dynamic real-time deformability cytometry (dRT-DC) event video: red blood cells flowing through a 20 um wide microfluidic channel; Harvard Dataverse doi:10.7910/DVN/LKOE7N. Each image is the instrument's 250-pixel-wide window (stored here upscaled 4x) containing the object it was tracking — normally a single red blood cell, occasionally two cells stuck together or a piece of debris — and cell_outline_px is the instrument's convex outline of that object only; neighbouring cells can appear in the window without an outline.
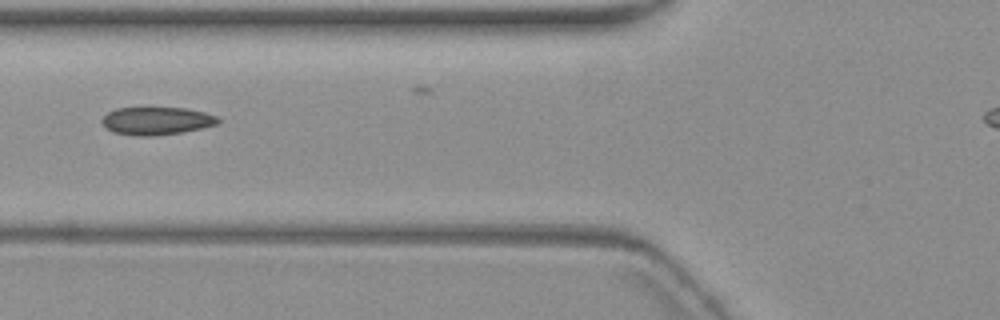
{"species": "common noctule bat (a hibernating species)", "species_latin": "Nyctalus noctula", "temperature_condition": "warm", "stored_images_in_passage": 4, "camera_frame_rate_fps": 3000, "um_per_image_px": 0.085, "animal": {"sex": "female", "body_mass_g": 19.3, "forearm_length_mm": 54.1}, "frame": {"image": 1, "passage_image": 3, "time_ms": 2.333, "image_size_px": [1000, 320], "cell_outline_px": [[220, 124], [204, 128], [184, 132], [152, 136], [136, 136], [112, 132], [104, 128], [100, 120], [108, 112], [116, 108], [188, 108], [204, 112], [216, 116], [220, 120]], "centroid_in_image_um": [13.31, 10.28], "position_along_channel_um": 112.5, "area_um2": 19.13}}
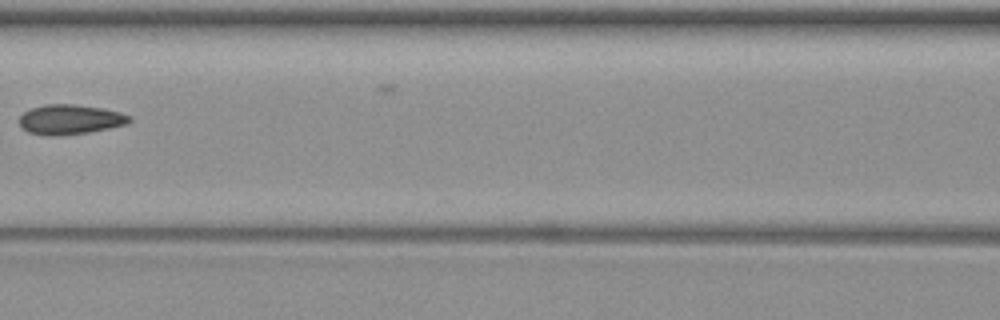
{"frame": {"image": 2, "passage_image": 4, "time_ms": 3.667, "image_size_px": [1000, 320], "cell_outline_px": [[132, 120], [128, 124], [88, 132], [56, 136], [48, 136], [28, 132], [20, 128], [20, 116], [24, 112], [32, 108], [44, 104], [76, 104], [104, 108], [120, 112], [128, 116]], "centroid_in_image_um": [5.94, 10.15], "position_along_channel_um": 160.7, "area_um2": 19.19}}